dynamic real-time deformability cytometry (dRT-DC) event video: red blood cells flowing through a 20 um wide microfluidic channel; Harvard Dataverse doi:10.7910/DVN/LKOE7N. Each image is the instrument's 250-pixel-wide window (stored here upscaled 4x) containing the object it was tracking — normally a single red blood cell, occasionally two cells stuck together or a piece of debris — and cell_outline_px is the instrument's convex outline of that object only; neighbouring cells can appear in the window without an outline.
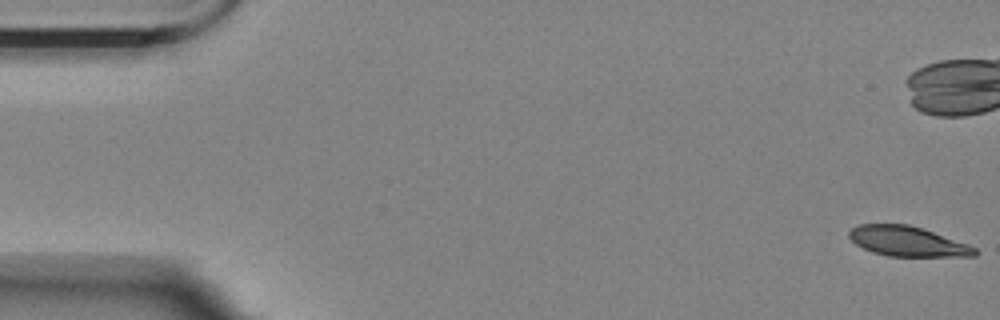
{"species": "Egyptian fruit bat (a non-hibernating species)", "species_latin": "Rousettus aegyptiacus", "temperature_condition": "room temperature", "stored_images_in_passage": 9, "camera_frame_rate_fps": 3000, "um_per_image_px": 0.085, "animal": {"sex": "female"}, "frame": {"image": 1, "passage_image": 1, "time_ms": 0.0, "image_size_px": [1000, 320], "cell_outline_px": [[976, 256], [888, 256], [872, 252], [856, 244], [848, 236], [848, 232], [852, 228], [860, 224], [908, 224], [968, 244], [976, 248]], "centroid_in_image_um": [77.1, 20.52], "position_along_channel_um": 7.9, "area_um2": 21.62}}